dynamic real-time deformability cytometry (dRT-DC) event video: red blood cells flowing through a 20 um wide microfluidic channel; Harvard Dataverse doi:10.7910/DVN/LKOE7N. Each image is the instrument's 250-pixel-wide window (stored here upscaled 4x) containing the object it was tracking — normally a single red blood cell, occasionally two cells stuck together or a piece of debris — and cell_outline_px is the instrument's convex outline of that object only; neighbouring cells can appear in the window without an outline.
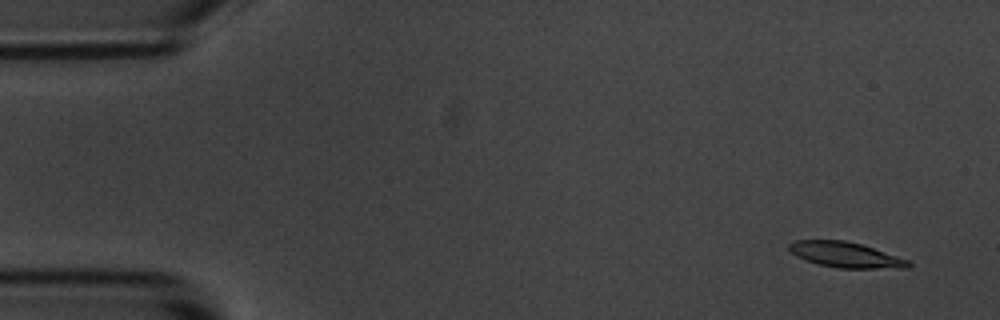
{"species": "common noctule bat (a hibernating species)", "species_latin": "Nyctalus noctula", "temperature_condition": "room temperature", "stored_images_in_passage": 4, "camera_frame_rate_fps": 3000, "um_per_image_px": 0.085, "animal": {"sex": "male", "body_mass_g": 20.1, "forearm_length_mm": 53.5}, "frame": {"image": 1, "passage_image": 1, "time_ms": 0.0, "image_size_px": [1000, 320], "cell_outline_px": [[912, 264], [908, 268], [840, 268], [820, 264], [804, 260], [796, 256], [788, 248], [788, 244], [796, 240], [844, 240], [860, 244], [908, 260]], "centroid_in_image_um": [71.85, 21.66], "position_along_channel_um": 13.2, "area_um2": 17.4}}
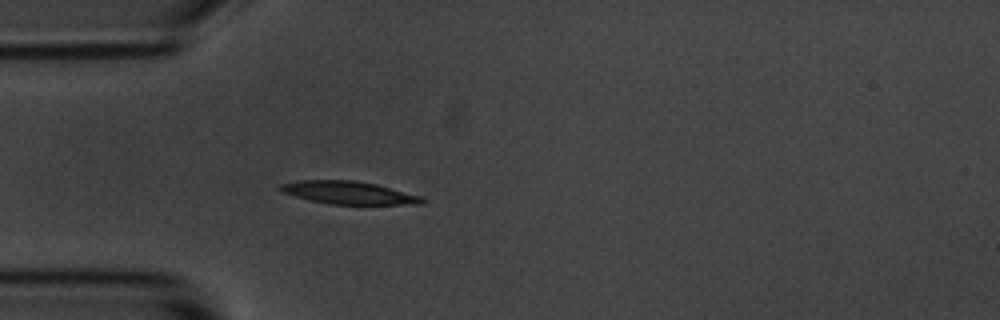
{"frame": {"image": 2, "passage_image": 4, "time_ms": 4.0, "image_size_px": [1000, 320], "cell_outline_px": [[424, 204], [332, 204], [312, 200], [280, 192], [276, 188], [280, 184], [300, 180], [356, 180], [376, 184], [424, 196]], "centroid_in_image_um": [29.65, 16.37], "position_along_channel_um": 55.3, "area_um2": 18.9}}